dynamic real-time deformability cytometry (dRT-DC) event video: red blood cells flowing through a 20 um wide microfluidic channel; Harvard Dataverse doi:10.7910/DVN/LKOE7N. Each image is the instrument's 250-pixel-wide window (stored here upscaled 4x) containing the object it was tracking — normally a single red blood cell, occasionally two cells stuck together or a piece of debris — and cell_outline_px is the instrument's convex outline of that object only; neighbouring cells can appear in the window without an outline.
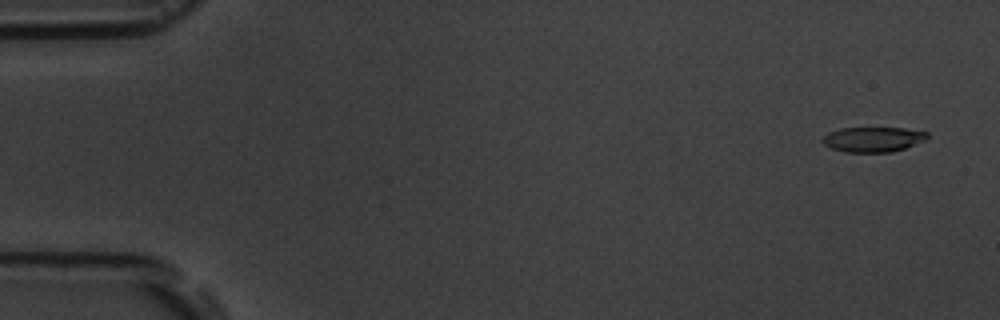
{"species": "common noctule bat (a hibernating species)", "species_latin": "Nyctalus noctula", "temperature_condition": "room temperature", "stored_images_in_passage": 6, "camera_frame_rate_fps": 3000, "um_per_image_px": 0.085, "animal": {"sex": "male", "body_mass_g": 19.5, "forearm_length_mm": 54.6}, "frame": {"image": 1, "passage_image": 1, "time_ms": 0.0, "image_size_px": [1000, 320], "cell_outline_px": [[928, 136], [924, 140], [904, 148], [892, 152], [844, 152], [828, 148], [820, 140], [828, 132], [840, 128], [904, 128], [928, 132]], "centroid_in_image_um": [74.14, 11.85], "position_along_channel_um": 10.9, "area_um2": 15.32}}